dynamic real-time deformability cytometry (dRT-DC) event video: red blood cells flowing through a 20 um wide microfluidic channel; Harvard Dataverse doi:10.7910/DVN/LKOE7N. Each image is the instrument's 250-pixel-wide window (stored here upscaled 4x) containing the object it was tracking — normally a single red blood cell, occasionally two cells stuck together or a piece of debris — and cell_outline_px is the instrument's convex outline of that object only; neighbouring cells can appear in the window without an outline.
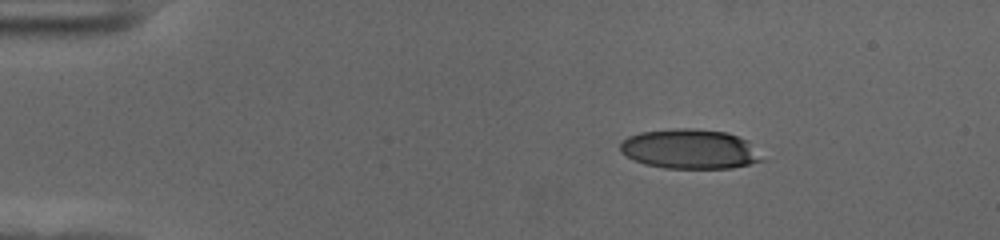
{"species": "human", "species_latin": "Homo sapiens", "temperature_condition": "cold", "stored_images_in_passage": 9, "camera_frame_rate_fps": 3000, "um_per_image_px": 0.085, "donor": {"sex": "female"}, "frame": {"image": 1, "passage_image": 1, "time_ms": 0.0, "image_size_px": [1000, 240], "cell_outline_px": [[748, 160], [744, 164], [712, 168], [692, 168], [632, 140], [636, 136], [652, 132], [716, 132], [732, 136], [736, 140]], "centroid_in_image_um": [59.14, 12.6], "position_along_channel_um": 25.9, "area_um2": 21.1}}